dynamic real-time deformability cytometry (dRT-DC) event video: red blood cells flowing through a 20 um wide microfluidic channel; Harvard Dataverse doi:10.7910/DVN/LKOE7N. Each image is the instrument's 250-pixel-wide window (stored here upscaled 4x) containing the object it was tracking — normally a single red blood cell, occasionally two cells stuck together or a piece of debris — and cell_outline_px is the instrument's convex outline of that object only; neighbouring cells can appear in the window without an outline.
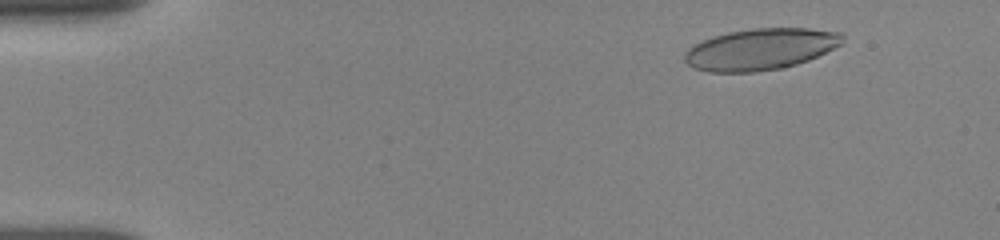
{"species": "human", "species_latin": "Homo sapiens", "temperature_condition": "room temperature", "stored_images_in_passage": 15, "camera_frame_rate_fps": 3000, "um_per_image_px": 0.085, "donor": {"sex": "female"}, "frame": {"image": 1, "passage_image": 3, "time_ms": 1.667, "image_size_px": [1000, 240], "cell_outline_px": [[844, 36], [840, 44], [808, 60], [784, 68], [756, 72], [708, 72], [692, 68], [684, 60], [684, 52], [688, 48], [712, 36], [728, 32], [752, 28], [808, 28], [844, 32]], "centroid_in_image_um": [64.62, 4.18], "position_along_channel_um": 20.4, "area_um2": 38.21}}
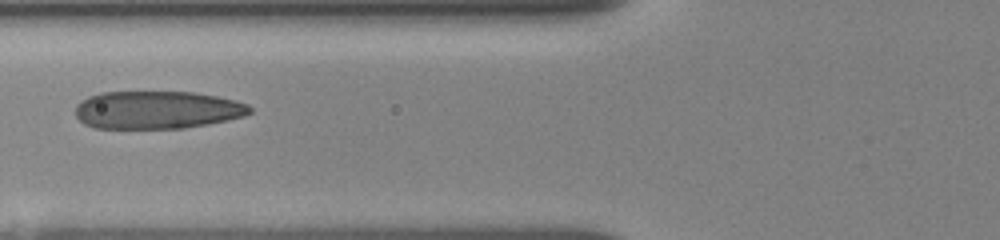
{"frame": {"image": 2, "passage_image": 13, "time_ms": 6.667, "image_size_px": [1000, 240], "cell_outline_px": [[252, 112], [244, 116], [228, 120], [208, 124], [184, 128], [96, 128], [84, 124], [76, 116], [76, 104], [80, 100], [88, 96], [100, 92], [192, 92], [216, 96], [236, 100], [248, 104], [252, 108]], "centroid_in_image_um": [13.35, 9.34], "position_along_channel_um": 112.4, "area_um2": 38.67}}
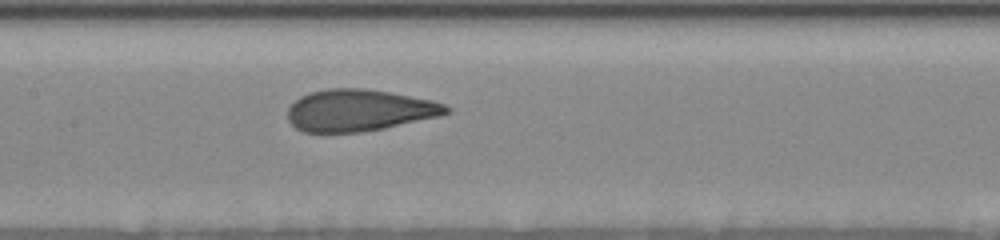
{"frame": {"image": 3, "passage_image": 15, "time_ms": 8.333, "image_size_px": [1000, 240], "cell_outline_px": [[452, 108], [448, 112], [440, 116], [384, 128], [360, 132], [304, 132], [296, 128], [288, 120], [288, 108], [300, 96], [308, 92], [328, 88], [364, 88], [392, 92], [432, 100], [444, 104]], "centroid_in_image_um": [30.53, 9.36], "position_along_channel_um": 176.9, "area_um2": 38.67}}